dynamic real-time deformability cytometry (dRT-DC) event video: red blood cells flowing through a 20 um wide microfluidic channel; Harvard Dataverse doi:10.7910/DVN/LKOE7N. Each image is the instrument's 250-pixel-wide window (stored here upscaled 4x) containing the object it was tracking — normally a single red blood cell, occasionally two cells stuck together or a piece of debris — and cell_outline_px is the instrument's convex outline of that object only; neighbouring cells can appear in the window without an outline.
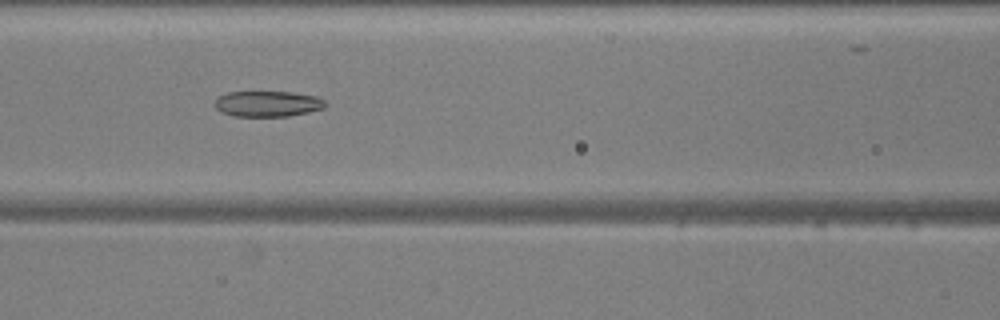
{"species": "common noctule bat (a hibernating species)", "species_latin": "Nyctalus noctula", "temperature_condition": "warm", "stored_images_in_passage": 46, "camera_frame_rate_fps": 3000, "um_per_image_px": 0.085, "animal": {"sex": "male", "body_mass_g": 20.5, "forearm_length_mm": 52.5}, "frame": {"image": 1, "passage_image": 16, "time_ms": 5.0, "image_size_px": [1000, 320], "cell_outline_px": [[328, 104], [324, 108], [308, 112], [288, 116], [236, 116], [220, 112], [216, 108], [216, 100], [220, 96], [228, 92], [292, 92], [316, 96], [324, 100]], "centroid_in_image_um": [22.79, 8.82], "position_along_channel_um": 143.8, "area_um2": 16.47}}
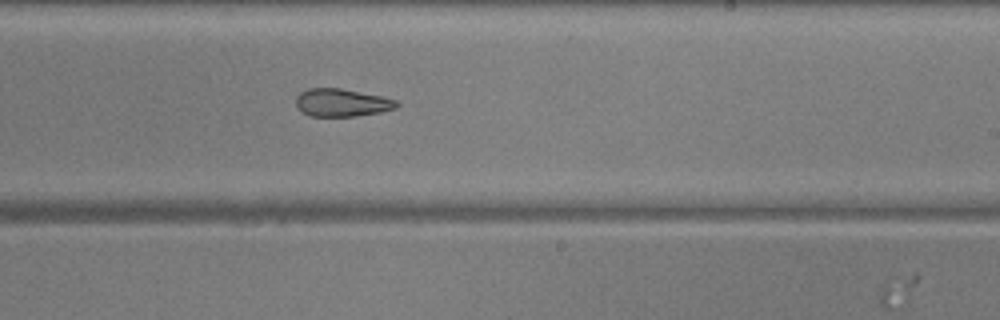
{"frame": {"image": 2, "passage_image": 25, "time_ms": 8.0, "image_size_px": [1000, 320], "cell_outline_px": [[400, 104], [396, 108], [380, 112], [356, 116], [308, 116], [300, 112], [296, 104], [296, 96], [300, 92], [308, 88], [340, 88], [384, 96], [396, 100]], "centroid_in_image_um": [29.04, 8.72], "position_along_channel_um": 260.0, "area_um2": 16.53}}
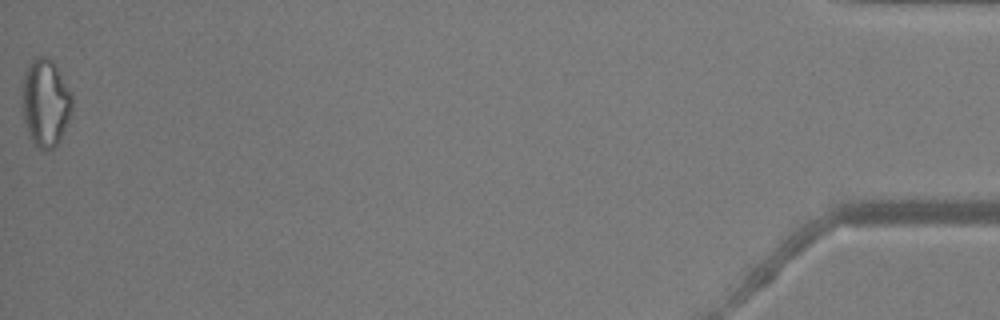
{"frame": {"image": 3, "passage_image": 46, "time_ms": 15.0, "image_size_px": [1000, 320], "cell_outline_px": [[72, 112], [60, 140], [52, 148], [44, 152], [36, 148], [32, 144], [28, 136], [20, 104], [20, 88], [28, 64], [36, 56], [48, 56], [56, 64], [72, 92]], "centroid_in_image_um": [3.83, 8.74], "position_along_channel_um": 431.4, "area_um2": 26.59}, "authors_computed_cell_mechanics": {"area_um2": 19.7098, "velocity_mm_per_s": 3.8809, "shape_relaxation_time_tau1_ms": null, "shape_relaxation_time_tau2_ms": 3.2237, "deformation_change_tau1": null, "deformation_change_tau2": 0.1145}}